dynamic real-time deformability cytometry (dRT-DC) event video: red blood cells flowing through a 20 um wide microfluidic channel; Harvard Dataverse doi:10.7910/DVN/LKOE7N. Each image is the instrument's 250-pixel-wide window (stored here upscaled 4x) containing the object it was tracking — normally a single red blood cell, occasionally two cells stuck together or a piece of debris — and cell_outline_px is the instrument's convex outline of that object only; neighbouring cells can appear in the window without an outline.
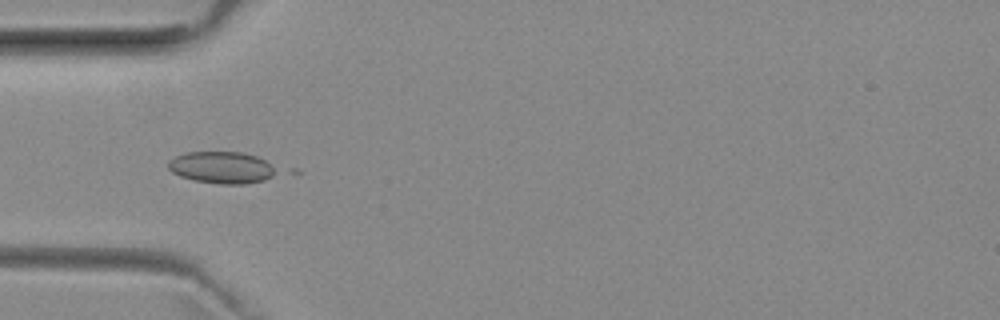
{"species": "common noctule bat (a hibernating species)", "species_latin": "Nyctalus noctula", "temperature_condition": "room temperature", "stored_images_in_passage": 51, "camera_frame_rate_fps": 3000, "um_per_image_px": 0.085, "animal": {"sex": "female", "body_mass_g": 29.2, "forearm_length_mm": 56.3}, "frame": {"image": 1, "passage_image": 15, "time_ms": 4.667, "image_size_px": [1000, 320], "cell_outline_px": [[280, 172], [264, 180], [244, 184], [216, 184], [192, 180], [180, 176], [172, 172], [168, 168], [168, 160], [184, 152], [240, 152], [256, 156], [264, 160], [276, 168]], "centroid_in_image_um": [18.83, 14.24], "position_along_channel_um": 66.2, "area_um2": 20.23}}
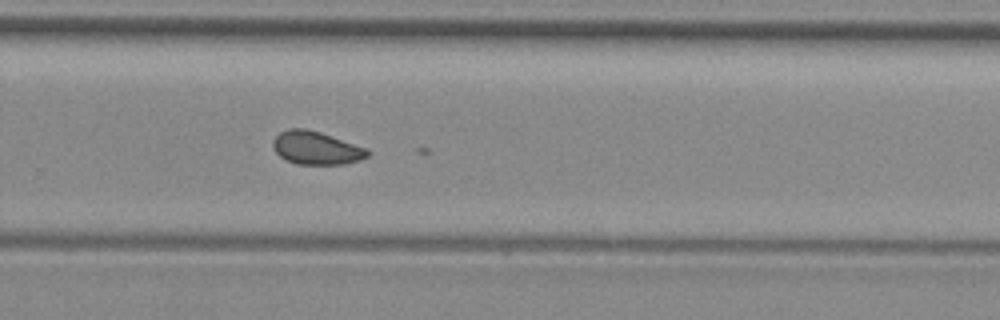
{"frame": {"image": 2, "passage_image": 33, "time_ms": 10.667, "image_size_px": [1000, 320], "cell_outline_px": [[368, 156], [360, 160], [344, 164], [296, 164], [280, 156], [272, 148], [272, 140], [280, 132], [288, 128], [304, 128], [320, 132], [368, 148]], "centroid_in_image_um": [26.86, 12.57], "position_along_channel_um": 302.9, "area_um2": 18.26}}
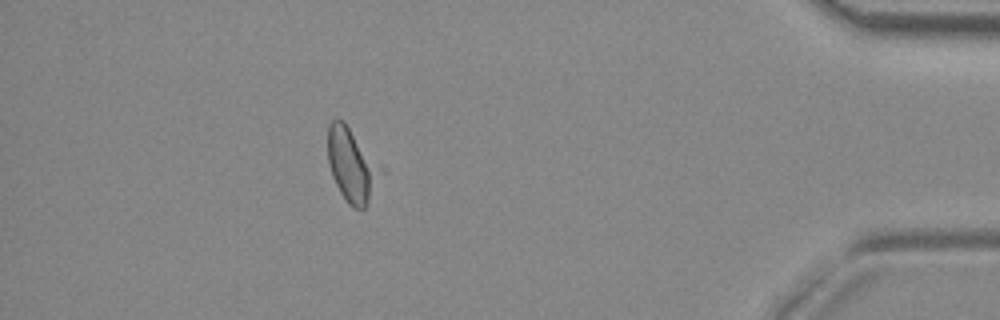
{"frame": {"image": 3, "passage_image": 45, "time_ms": 14.667, "image_size_px": [1000, 320], "cell_outline_px": [[384, 172], [368, 204], [364, 208], [352, 208], [348, 204], [340, 192], [332, 176], [328, 164], [328, 124], [332, 120], [344, 120], [384, 168]], "centroid_in_image_um": [29.94, 14.03], "position_along_channel_um": 405.3, "area_um2": 23.12}}